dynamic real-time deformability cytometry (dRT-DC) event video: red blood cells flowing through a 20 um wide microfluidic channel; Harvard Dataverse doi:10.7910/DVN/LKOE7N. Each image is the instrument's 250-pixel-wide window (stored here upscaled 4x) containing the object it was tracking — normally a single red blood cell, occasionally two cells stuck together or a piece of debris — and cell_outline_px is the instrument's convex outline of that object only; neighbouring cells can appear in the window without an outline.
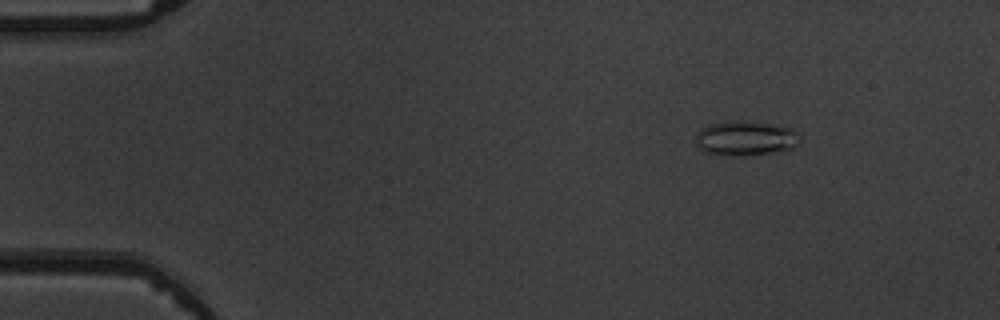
{"species": "common noctule bat (a hibernating species)", "species_latin": "Nyctalus noctula", "temperature_condition": "warm", "stored_images_in_passage": 5, "camera_frame_rate_fps": 3000, "um_per_image_px": 0.085, "animal": {"sex": "male", "body_mass_g": 19.5, "forearm_length_mm": 54.6}, "frame": {"image": 1, "passage_image": 1, "time_ms": 0.0, "image_size_px": [1000, 320], "cell_outline_px": [[800, 136], [796, 144], [792, 148], [784, 152], [744, 156], [720, 156], [708, 152], [700, 148], [696, 144], [696, 136], [700, 128], [712, 124], [768, 124], [792, 128]], "centroid_in_image_um": [63.4, 11.84], "position_along_channel_um": 21.6, "area_um2": 20.35}}
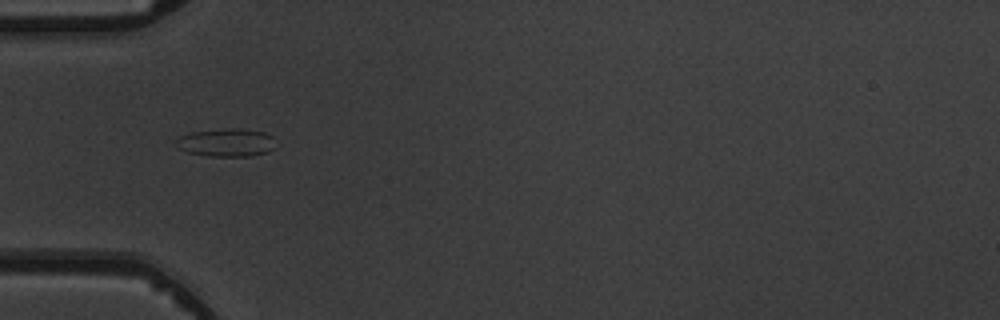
{"frame": {"image": 2, "passage_image": 4, "time_ms": 3.333, "image_size_px": [1000, 320], "cell_outline_px": [[276, 148], [268, 152], [252, 156], [208, 156], [188, 152], [176, 148], [176, 140], [180, 136], [192, 132], [228, 128], [240, 128], [264, 132], [272, 136]], "centroid_in_image_um": [19.26, 12.12], "position_along_channel_um": 65.7, "area_um2": 16.42}}
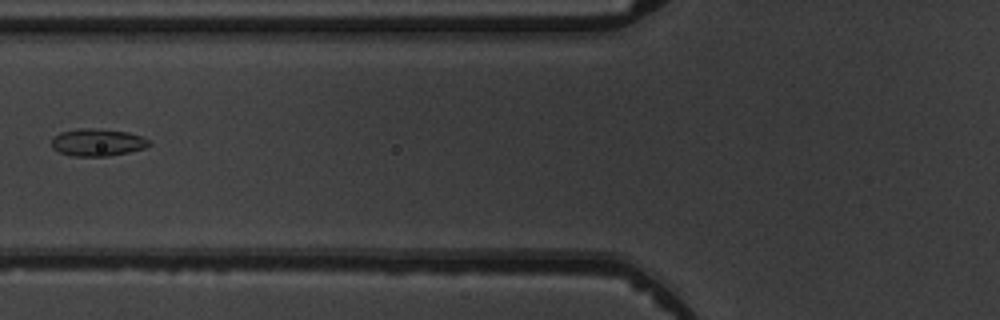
{"frame": {"image": 3, "passage_image": 5, "time_ms": 4.667, "image_size_px": [1000, 320], "cell_outline_px": [[152, 144], [144, 148], [128, 152], [108, 156], [72, 156], [60, 152], [52, 148], [52, 140], [60, 132], [76, 128], [92, 128], [128, 132], [140, 136], [148, 140]], "centroid_in_image_um": [8.27, 12.1], "position_along_channel_um": 117.5, "area_um2": 15.43}}